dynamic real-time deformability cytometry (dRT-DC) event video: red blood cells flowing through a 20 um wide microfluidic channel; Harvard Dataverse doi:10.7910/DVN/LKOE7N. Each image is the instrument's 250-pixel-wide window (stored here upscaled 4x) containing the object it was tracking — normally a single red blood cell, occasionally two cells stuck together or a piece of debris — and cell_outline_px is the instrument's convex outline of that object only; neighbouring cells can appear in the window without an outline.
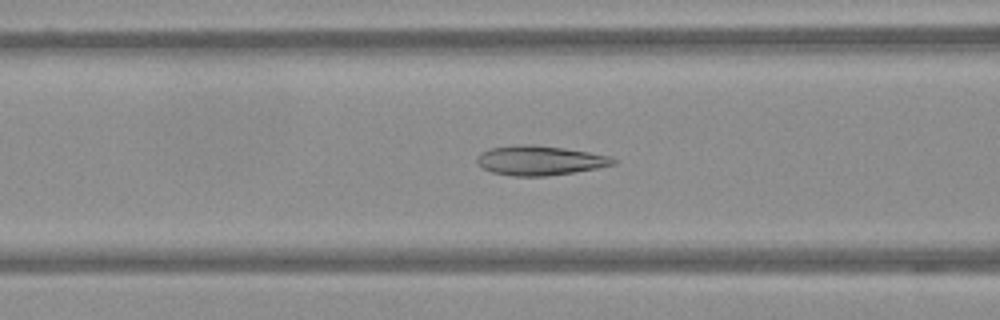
{"species": "Egyptian fruit bat (a non-hibernating species)", "species_latin": "Rousettus aegyptiacus", "temperature_condition": "warm", "stored_images_in_passage": 58, "camera_frame_rate_fps": 3000, "um_per_image_px": 0.085, "frame": {"image": 1, "passage_image": 24, "time_ms": 7.667, "image_size_px": [1000, 320], "cell_outline_px": [[616, 164], [596, 168], [572, 172], [544, 176], [512, 176], [492, 172], [476, 164], [476, 156], [492, 148], [524, 144], [532, 144], [564, 148], [588, 152], [608, 156], [616, 160]], "centroid_in_image_um": [45.86, 13.64], "position_along_channel_um": 120.7, "area_um2": 23.12}}
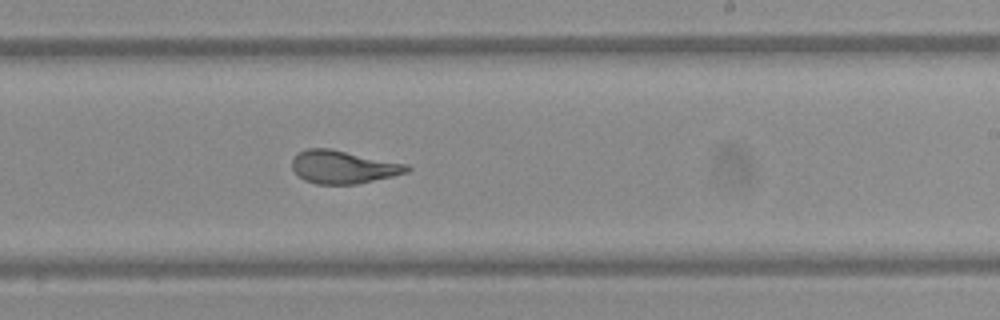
{"frame": {"image": 2, "passage_image": 36, "time_ms": 11.667, "image_size_px": [1000, 320], "cell_outline_px": [[412, 168], [408, 172], [392, 176], [356, 184], [316, 184], [304, 180], [292, 168], [292, 160], [300, 152], [308, 148], [332, 148], [408, 164]], "centroid_in_image_um": [29.2, 14.19], "position_along_channel_um": 259.8, "area_um2": 22.08}}
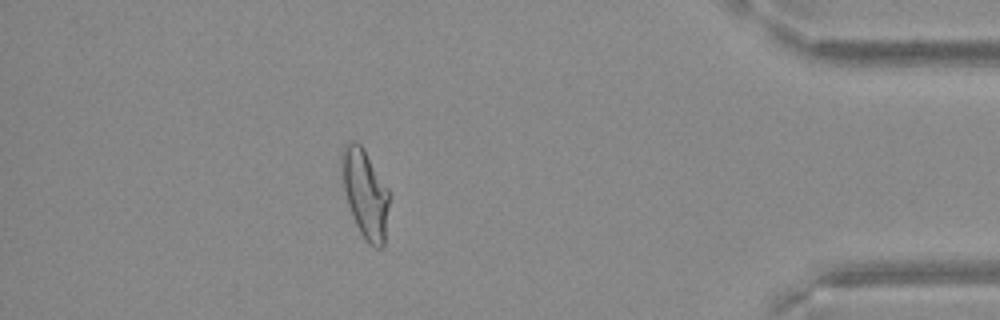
{"frame": {"image": 3, "passage_image": 52, "time_ms": 17.0, "image_size_px": [1000, 320], "cell_outline_px": [[388, 204], [384, 244], [380, 248], [376, 248], [368, 244], [360, 232], [356, 224], [348, 204], [344, 188], [340, 168], [340, 152], [352, 140], [356, 140], [360, 144], [388, 188]], "centroid_in_image_um": [31.01, 16.45], "position_along_channel_um": 404.2, "area_um2": 24.1}}